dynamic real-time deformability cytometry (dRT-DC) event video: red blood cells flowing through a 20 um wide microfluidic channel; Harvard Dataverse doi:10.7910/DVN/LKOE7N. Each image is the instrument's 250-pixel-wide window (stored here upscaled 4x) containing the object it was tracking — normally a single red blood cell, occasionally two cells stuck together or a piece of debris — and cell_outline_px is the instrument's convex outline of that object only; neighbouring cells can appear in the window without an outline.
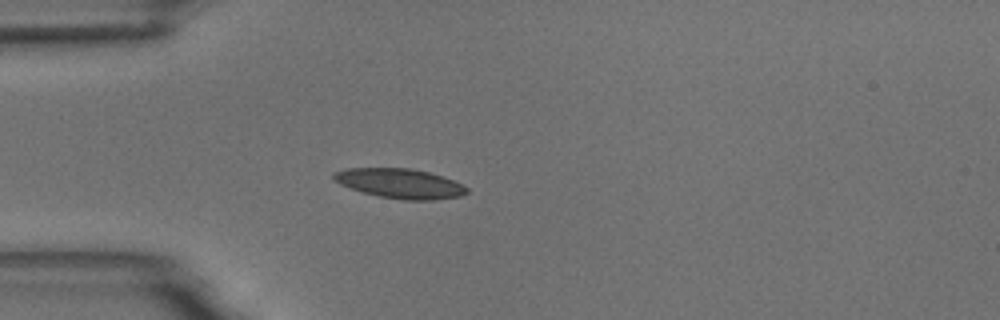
{"species": "common noctule bat (a hibernating species)", "species_latin": "Nyctalus noctula", "temperature_condition": "room temperature", "stored_images_in_passage": 41, "camera_frame_rate_fps": 3000, "um_per_image_px": 0.085, "animal": {"sex": "male", "body_mass_g": 18.8}, "frame": {"image": 1, "passage_image": 1, "time_ms": 0.0, "image_size_px": [1000, 320], "cell_outline_px": [[468, 192], [460, 196], [436, 200], [404, 200], [380, 196], [364, 192], [340, 184], [332, 180], [332, 172], [344, 168], [412, 168], [428, 172], [452, 180], [468, 188]], "centroid_in_image_um": [33.96, 15.59], "position_along_channel_um": 51.0, "area_um2": 22.95}}
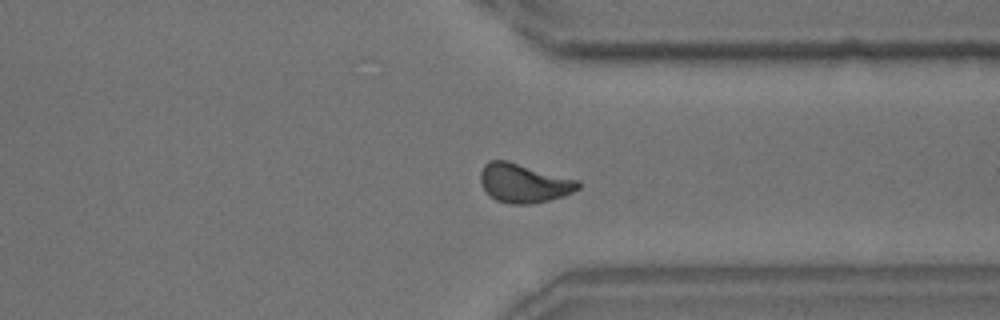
{"frame": {"image": 2, "passage_image": 28, "time_ms": 9.0, "image_size_px": [1000, 320], "cell_outline_px": [[580, 188], [564, 196], [532, 204], [512, 204], [496, 200], [484, 188], [480, 180], [480, 172], [484, 164], [488, 160], [508, 160], [580, 180]], "centroid_in_image_um": [44.55, 15.54], "position_along_channel_um": 366.9, "area_um2": 22.31}}
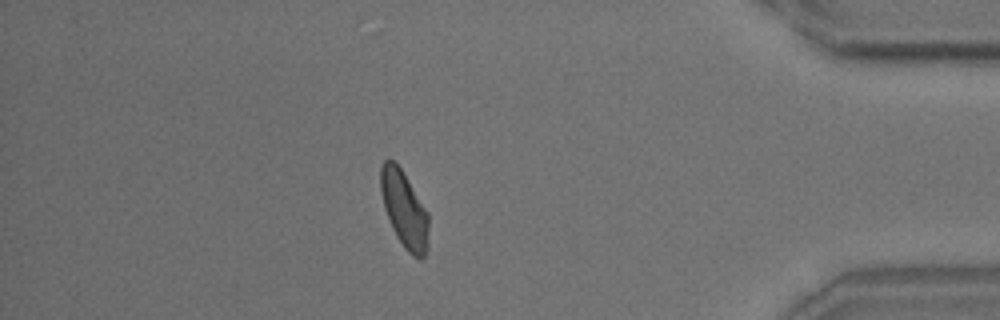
{"frame": {"image": 3, "passage_image": 34, "time_ms": 11.0, "image_size_px": [1000, 320], "cell_outline_px": [[428, 248], [424, 256], [420, 260], [412, 256], [404, 248], [396, 236], [388, 220], [384, 208], [380, 192], [380, 168], [384, 160], [388, 156], [400, 168], [428, 212]], "centroid_in_image_um": [34.35, 17.82], "position_along_channel_um": 400.9, "area_um2": 21.56}, "authors_computed_cell_mechanics": {"area_um2": 21.4438, "velocity_mm_per_s": 3.6249, "shape_relaxation_time_tau1_ms": 5.9822, "shape_relaxation_time_tau2_ms": 2.7998, "deformation_change_tau1": 0.1444, "deformation_change_tau2": 0.088}}